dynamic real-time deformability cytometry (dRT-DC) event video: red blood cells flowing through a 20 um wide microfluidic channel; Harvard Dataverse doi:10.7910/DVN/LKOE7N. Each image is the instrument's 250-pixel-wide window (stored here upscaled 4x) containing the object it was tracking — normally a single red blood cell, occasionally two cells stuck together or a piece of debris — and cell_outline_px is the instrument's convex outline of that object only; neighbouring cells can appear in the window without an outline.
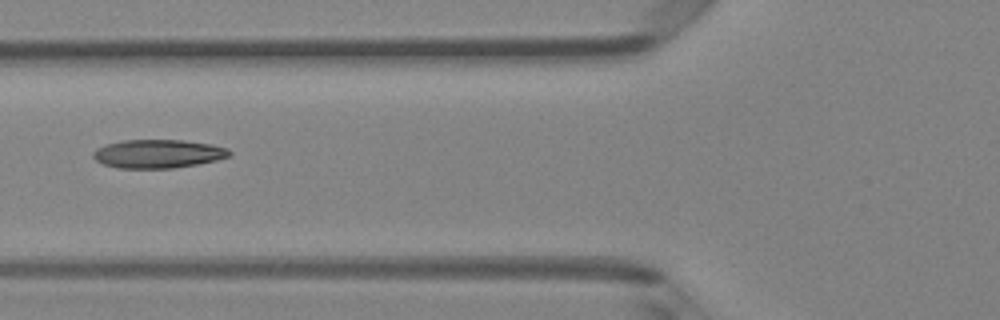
{"species": "Egyptian fruit bat (a non-hibernating species)", "species_latin": "Rousettus aegyptiacus", "temperature_condition": "room temperature", "stored_images_in_passage": 6, "camera_frame_rate_fps": 3000, "um_per_image_px": 0.085, "animal": {"sex": "female"}, "frame": {"image": 1, "passage_image": 6, "time_ms": 5.667, "image_size_px": [1000, 320], "cell_outline_px": [[232, 156], [216, 160], [196, 164], [172, 168], [116, 168], [104, 164], [96, 160], [92, 156], [92, 152], [96, 148], [108, 144], [124, 140], [184, 140], [212, 144], [228, 148], [232, 152]], "centroid_in_image_um": [13.45, 13.07], "position_along_channel_um": 112.3, "area_um2": 22.72}}